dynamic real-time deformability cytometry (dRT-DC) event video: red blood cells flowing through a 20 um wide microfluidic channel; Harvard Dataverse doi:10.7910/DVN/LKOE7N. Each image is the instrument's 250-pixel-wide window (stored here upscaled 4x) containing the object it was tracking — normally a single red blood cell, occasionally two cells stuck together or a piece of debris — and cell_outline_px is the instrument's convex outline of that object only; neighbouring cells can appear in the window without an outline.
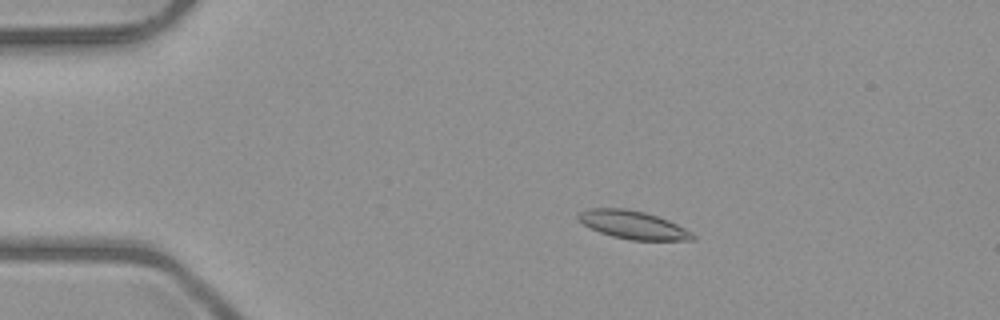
{"species": "common noctule bat (a hibernating species)", "species_latin": "Nyctalus noctula", "temperature_condition": "room temperature", "stored_images_in_passage": 53, "camera_frame_rate_fps": 3000, "um_per_image_px": 0.085, "animal": {"sex": "male", "body_mass_g": 23.1, "forearm_length_mm": 52.7}, "frame": {"image": 1, "passage_image": 11, "time_ms": 3.333, "image_size_px": [1000, 320], "cell_outline_px": [[696, 240], [628, 240], [612, 236], [600, 232], [576, 220], [576, 216], [580, 212], [588, 208], [624, 208], [644, 212], [668, 220], [692, 232], [696, 236]], "centroid_in_image_um": [53.79, 19.11], "position_along_channel_um": 31.2, "area_um2": 18.73}}
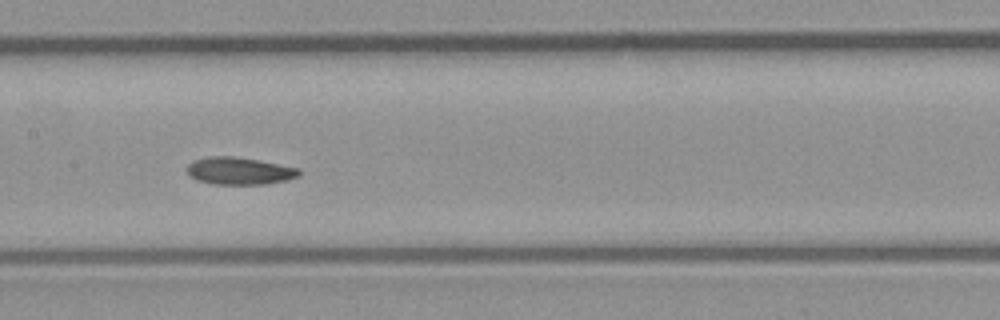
{"frame": {"image": 2, "passage_image": 27, "time_ms": 8.667, "image_size_px": [1000, 320], "cell_outline_px": [[300, 176], [288, 180], [268, 184], [212, 184], [196, 180], [188, 176], [188, 164], [192, 160], [212, 156], [232, 156], [260, 160], [300, 168]], "centroid_in_image_um": [20.36, 14.53], "position_along_channel_um": 187.0, "area_um2": 18.09}}
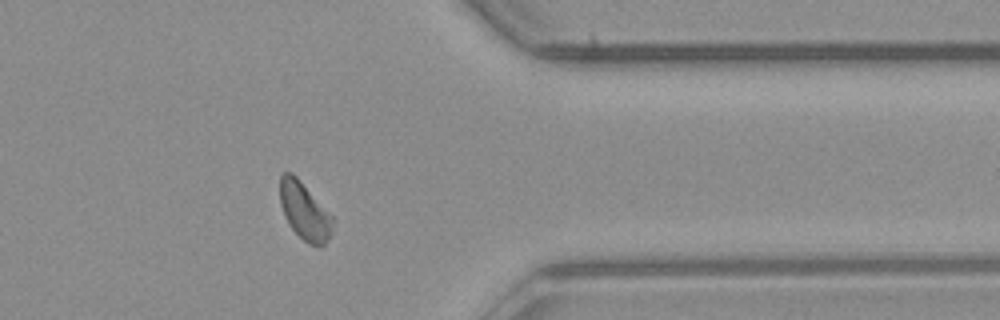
{"frame": {"image": 3, "passage_image": 43, "time_ms": 14.0, "image_size_px": [1000, 320], "cell_outline_px": [[332, 232], [328, 240], [320, 248], [308, 244], [288, 224], [284, 216], [280, 204], [280, 176], [284, 172], [292, 172], [296, 176], [332, 216]], "centroid_in_image_um": [25.87, 17.96], "position_along_channel_um": 385.5, "area_um2": 17.51}, "authors_computed_cell_mechanics": {"area_um2": 18.0336, "velocity_mm_per_s": 3.979, "shape_relaxation_time_tau1_ms": 7.3349, "shape_relaxation_time_tau2_ms": 8.0727, "deformation_change_tau1": 0.1327, "deformation_change_tau2": 0.1459}}